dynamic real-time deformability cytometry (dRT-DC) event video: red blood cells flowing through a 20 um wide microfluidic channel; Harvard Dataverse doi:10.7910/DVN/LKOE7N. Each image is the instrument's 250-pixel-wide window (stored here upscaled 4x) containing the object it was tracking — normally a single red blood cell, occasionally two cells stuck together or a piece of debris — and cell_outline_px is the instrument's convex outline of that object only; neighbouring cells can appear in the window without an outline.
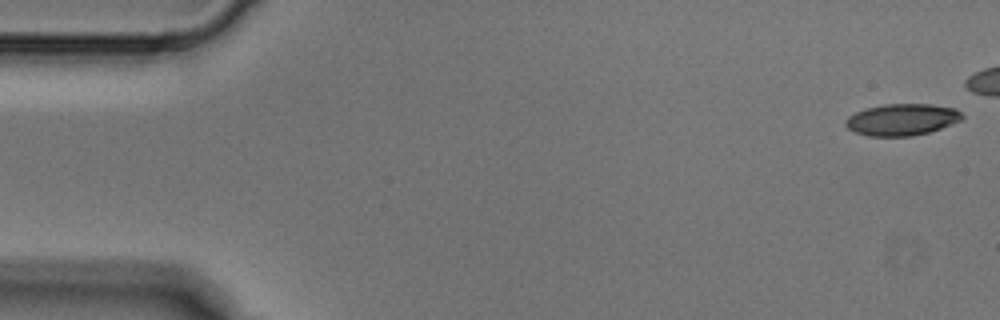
{"species": "Egyptian fruit bat (a non-hibernating species)", "species_latin": "Rousettus aegyptiacus", "temperature_condition": "cold", "stored_images_in_passage": 6, "camera_frame_rate_fps": 3000, "um_per_image_px": 0.085, "animal": {"sex": "male"}, "frame": {"image": 1, "passage_image": 1, "time_ms": 0.0, "image_size_px": [1000, 320], "cell_outline_px": [[964, 116], [960, 120], [940, 128], [928, 132], [912, 136], [868, 136], [852, 132], [844, 124], [844, 120], [848, 116], [856, 112], [868, 108], [884, 104], [932, 104], [956, 108]], "centroid_in_image_um": [76.63, 10.16], "position_along_channel_um": 8.4, "area_um2": 21.5}}
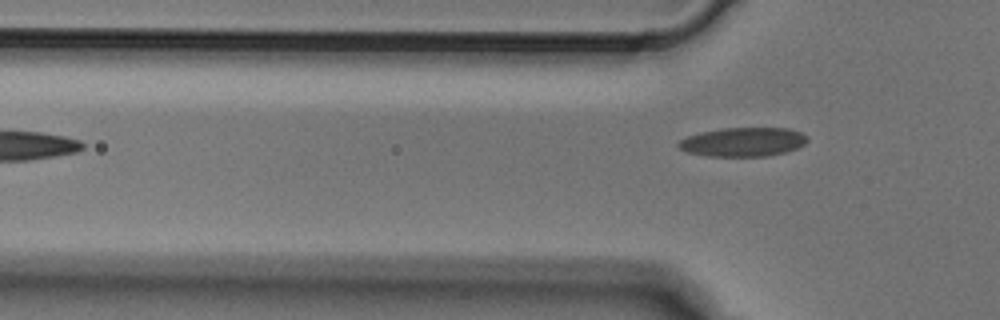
{"frame": {"image": 2, "passage_image": 6, "time_ms": 1.667, "image_size_px": [1000, 320], "cell_outline_px": [[808, 140], [804, 144], [796, 148], [784, 152], [768, 156], [704, 156], [688, 152], [680, 148], [676, 144], [680, 140], [688, 136], [700, 132], [724, 128], [788, 128], [800, 132], [808, 136]], "centroid_in_image_um": [63.16, 12.06], "position_along_channel_um": 62.6, "area_um2": 21.73}}